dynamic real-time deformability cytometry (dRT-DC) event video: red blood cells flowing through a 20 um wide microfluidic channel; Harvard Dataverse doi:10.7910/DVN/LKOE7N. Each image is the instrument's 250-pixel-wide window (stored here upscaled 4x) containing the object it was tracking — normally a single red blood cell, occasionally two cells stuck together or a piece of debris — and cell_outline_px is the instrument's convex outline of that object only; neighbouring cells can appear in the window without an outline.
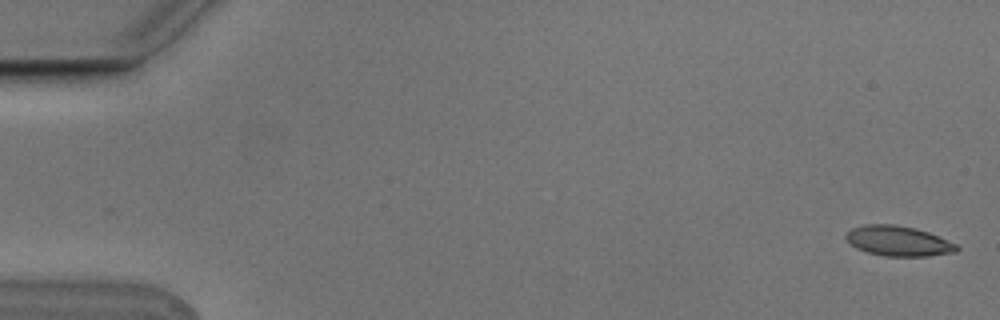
{"species": "Egyptian fruit bat (a non-hibernating species)", "species_latin": "Rousettus aegyptiacus", "temperature_condition": "cold", "stored_images_in_passage": 2, "camera_frame_rate_fps": 3000, "um_per_image_px": 0.085, "animal": {"sex": "male"}, "frame": {"image": 1, "passage_image": 2, "time_ms": 0.333, "image_size_px": [1000, 320], "cell_outline_px": [[960, 248], [956, 252], [928, 256], [884, 256], [868, 252], [856, 248], [844, 236], [852, 228], [864, 224], [896, 224], [916, 228], [928, 232], [956, 244]], "centroid_in_image_um": [76.36, 20.48], "position_along_channel_um": 8.6, "area_um2": 19.36}}